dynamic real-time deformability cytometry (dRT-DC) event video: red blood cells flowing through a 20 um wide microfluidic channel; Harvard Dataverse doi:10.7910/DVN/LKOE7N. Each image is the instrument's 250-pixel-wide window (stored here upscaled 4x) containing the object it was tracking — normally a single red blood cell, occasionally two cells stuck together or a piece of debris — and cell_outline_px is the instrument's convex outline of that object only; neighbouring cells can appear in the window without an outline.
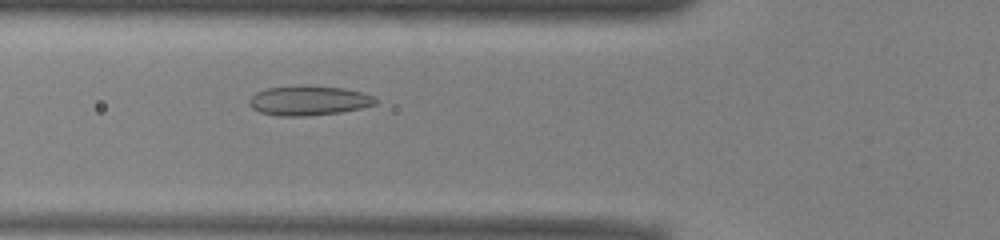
{"species": "common noctule bat (a hibernating species)", "species_latin": "Nyctalus noctula", "temperature_condition": "warm", "stored_images_in_passage": 31, "camera_frame_rate_fps": 3000, "um_per_image_px": 0.085, "animal": {"sex": "male", "body_mass_g": 13.0, "forearm_length_mm": 53.1}, "frame": {"image": 1, "passage_image": 8, "time_ms": 2.333, "image_size_px": [1000, 240], "cell_outline_px": [[376, 104], [360, 108], [340, 112], [308, 116], [276, 116], [260, 112], [252, 108], [248, 100], [256, 92], [268, 88], [344, 88], [364, 92], [372, 96], [376, 100]], "centroid_in_image_um": [26.24, 8.6], "position_along_channel_um": 99.6, "area_um2": 20.92}}
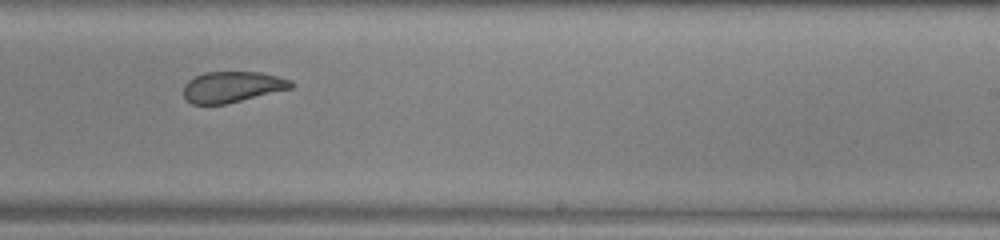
{"frame": {"image": 2, "passage_image": 21, "time_ms": 6.667, "image_size_px": [1000, 240], "cell_outline_px": [[296, 84], [292, 88], [224, 104], [192, 104], [184, 96], [184, 84], [188, 80], [204, 72], [260, 72], [292, 80]], "centroid_in_image_um": [19.75, 7.37], "position_along_channel_um": 269.3, "area_um2": 19.25}}
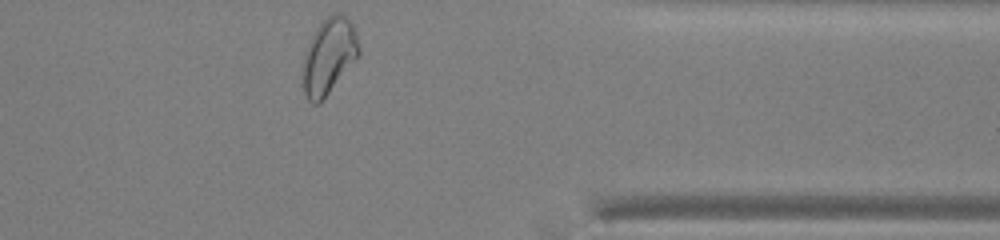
{"frame": {"image": 3, "passage_image": 31, "time_ms": 10.0, "image_size_px": [1000, 240], "cell_outline_px": [[360, 52], [328, 92], [316, 104], [312, 104], [308, 100], [300, 84], [304, 52], [316, 28], [332, 12], [340, 12], [352, 24], [360, 48]], "centroid_in_image_um": [27.88, 4.76], "position_along_channel_um": 383.5, "area_um2": 24.33}, "authors_computed_cell_mechanics": {"area_um2": 20.9236, "velocity_mm_per_s": 3.9265, "shape_relaxation_time_tau1_ms": 6.1329, "shape_relaxation_time_tau2_ms": 1.3408, "deformation_change_tau1": 0.144, "deformation_change_tau2": 0.0686}}